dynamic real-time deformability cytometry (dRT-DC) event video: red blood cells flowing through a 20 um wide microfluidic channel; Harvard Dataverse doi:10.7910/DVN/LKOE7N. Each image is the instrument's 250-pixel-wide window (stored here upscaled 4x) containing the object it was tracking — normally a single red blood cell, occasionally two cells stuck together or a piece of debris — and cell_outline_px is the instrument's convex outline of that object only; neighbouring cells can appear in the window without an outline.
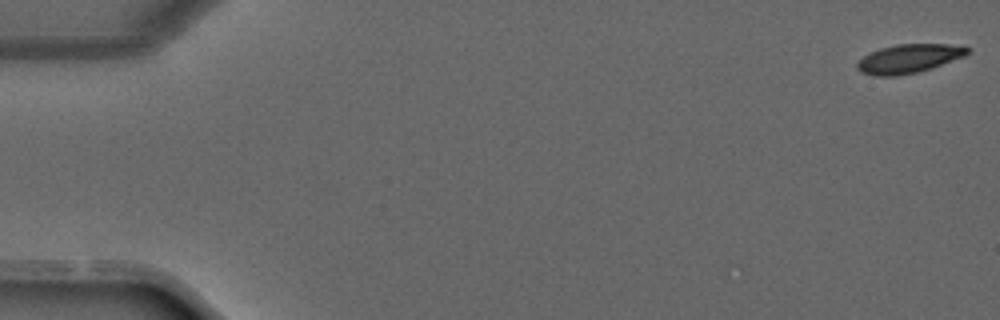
{"species": "common noctule bat (a hibernating species)", "species_latin": "Nyctalus noctula", "temperature_condition": "warm", "stored_images_in_passage": 4, "camera_frame_rate_fps": 3000, "um_per_image_px": 0.085, "animal": {"sex": "male", "forearm_length_mm": 52.5}, "frame": {"image": 1, "passage_image": 1, "time_ms": 0.0, "image_size_px": [1000, 320], "cell_outline_px": [[968, 52], [964, 56], [916, 72], [896, 76], [876, 76], [860, 72], [856, 68], [856, 64], [864, 56], [880, 48], [896, 44], [964, 44], [968, 48]], "centroid_in_image_um": [77.23, 4.97], "position_along_channel_um": 7.8, "area_um2": 18.26}}